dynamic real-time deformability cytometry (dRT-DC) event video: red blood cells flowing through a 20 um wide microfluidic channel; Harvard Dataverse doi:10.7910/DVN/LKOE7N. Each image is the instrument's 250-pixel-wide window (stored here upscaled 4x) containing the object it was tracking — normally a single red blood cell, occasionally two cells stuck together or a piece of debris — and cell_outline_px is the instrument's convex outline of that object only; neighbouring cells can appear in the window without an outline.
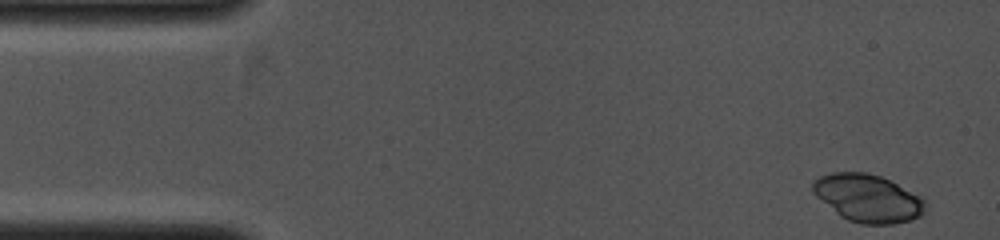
{"species": "common noctule bat (a hibernating species)", "species_latin": "Nyctalus noctula", "temperature_condition": "cold", "stored_images_in_passage": 11, "camera_frame_rate_fps": 4000, "um_per_image_px": 0.085, "animal": {"sex": "female", "body_mass_g": 19.0, "forearm_length_mm": 53.3}, "frame": {"image": 1, "passage_image": 1, "time_ms": 0.0, "image_size_px": [1000, 240], "cell_outline_px": [[928, 208], [920, 216], [912, 220], [892, 224], [860, 224], [848, 220], [840, 216], [816, 196], [812, 192], [812, 180], [828, 172], [864, 172], [880, 176], [924, 196], [928, 204]], "centroid_in_image_um": [73.81, 16.84], "position_along_channel_um": 11.2, "area_um2": 31.79}}